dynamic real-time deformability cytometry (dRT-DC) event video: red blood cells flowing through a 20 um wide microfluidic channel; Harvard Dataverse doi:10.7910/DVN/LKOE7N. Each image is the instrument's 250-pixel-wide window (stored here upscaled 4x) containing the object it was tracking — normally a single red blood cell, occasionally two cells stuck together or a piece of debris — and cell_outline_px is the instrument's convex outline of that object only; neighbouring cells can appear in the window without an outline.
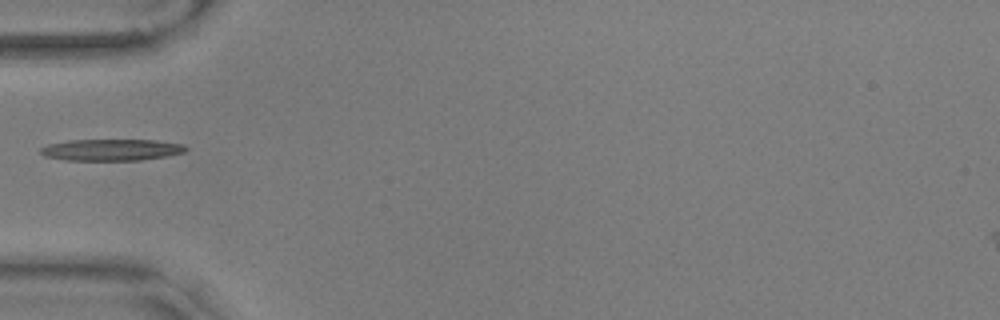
{"species": "common noctule bat (a hibernating species)", "species_latin": "Nyctalus noctula", "temperature_condition": "warm", "stored_images_in_passage": 38, "camera_frame_rate_fps": 3000, "um_per_image_px": 0.085, "animal": {"sex": "male", "body_mass_g": 17.9, "forearm_length_mm": 54.2}, "frame": {"image": 1, "passage_image": 1, "time_ms": 0.0, "image_size_px": [1000, 320], "cell_outline_px": [[188, 148], [184, 152], [164, 156], [140, 160], [64, 160], [44, 156], [40, 152], [40, 148], [48, 144], [68, 140], [156, 140], [184, 144]], "centroid_in_image_um": [9.44, 12.73], "position_along_channel_um": 75.6, "area_um2": 18.21}}
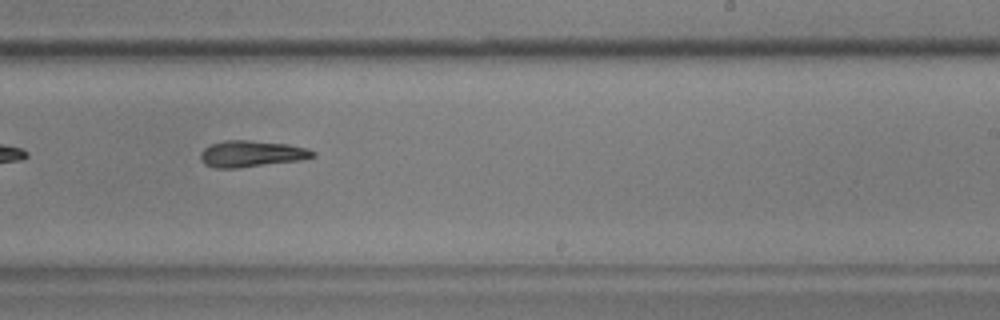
{"frame": {"image": 2, "passage_image": 17, "time_ms": 5.333, "image_size_px": [1000, 320], "cell_outline_px": [[316, 156], [300, 160], [236, 168], [216, 168], [204, 164], [200, 160], [200, 152], [208, 144], [224, 140], [248, 140], [288, 144], [308, 148], [316, 152]], "centroid_in_image_um": [21.35, 13.06], "position_along_channel_um": 267.7, "area_um2": 17.4}}